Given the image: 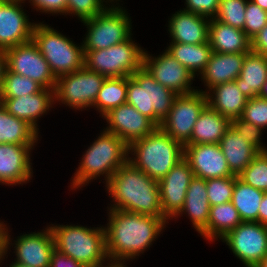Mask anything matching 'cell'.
<instances>
[{"label":"cell","instance_id":"d6a6232c","mask_svg":"<svg viewBox=\"0 0 267 267\" xmlns=\"http://www.w3.org/2000/svg\"><path fill=\"white\" fill-rule=\"evenodd\" d=\"M264 193V191L244 183L238 176H235L231 202L238 210L242 222H258L259 205Z\"/></svg>","mask_w":267,"mask_h":267},{"label":"cell","instance_id":"1f68e13d","mask_svg":"<svg viewBox=\"0 0 267 267\" xmlns=\"http://www.w3.org/2000/svg\"><path fill=\"white\" fill-rule=\"evenodd\" d=\"M166 51L176 58L192 75L201 74L213 53L210 42L202 44H183L171 42Z\"/></svg>","mask_w":267,"mask_h":267},{"label":"cell","instance_id":"8d00e7d4","mask_svg":"<svg viewBox=\"0 0 267 267\" xmlns=\"http://www.w3.org/2000/svg\"><path fill=\"white\" fill-rule=\"evenodd\" d=\"M238 178L256 189L267 192V151L260 152Z\"/></svg>","mask_w":267,"mask_h":267},{"label":"cell","instance_id":"3957f363","mask_svg":"<svg viewBox=\"0 0 267 267\" xmlns=\"http://www.w3.org/2000/svg\"><path fill=\"white\" fill-rule=\"evenodd\" d=\"M128 156V145L115 134L104 130L85 150L71 188H82L100 175L105 177L107 183L118 168L128 161Z\"/></svg>","mask_w":267,"mask_h":267},{"label":"cell","instance_id":"6da1fadb","mask_svg":"<svg viewBox=\"0 0 267 267\" xmlns=\"http://www.w3.org/2000/svg\"><path fill=\"white\" fill-rule=\"evenodd\" d=\"M110 209V210H109ZM109 222L105 226L106 254L110 261L135 259L152 245L166 226V217L108 208Z\"/></svg>","mask_w":267,"mask_h":267},{"label":"cell","instance_id":"8fae6325","mask_svg":"<svg viewBox=\"0 0 267 267\" xmlns=\"http://www.w3.org/2000/svg\"><path fill=\"white\" fill-rule=\"evenodd\" d=\"M206 105L207 96L202 90L177 95L171 110L159 127L184 146L190 140L193 127Z\"/></svg>","mask_w":267,"mask_h":267},{"label":"cell","instance_id":"f35d334b","mask_svg":"<svg viewBox=\"0 0 267 267\" xmlns=\"http://www.w3.org/2000/svg\"><path fill=\"white\" fill-rule=\"evenodd\" d=\"M105 0H67V14L77 15L81 22L91 19L107 7Z\"/></svg>","mask_w":267,"mask_h":267},{"label":"cell","instance_id":"f5cc1de1","mask_svg":"<svg viewBox=\"0 0 267 267\" xmlns=\"http://www.w3.org/2000/svg\"><path fill=\"white\" fill-rule=\"evenodd\" d=\"M261 98L267 99V80L266 82L263 84L262 90L258 95Z\"/></svg>","mask_w":267,"mask_h":267},{"label":"cell","instance_id":"816d5d0a","mask_svg":"<svg viewBox=\"0 0 267 267\" xmlns=\"http://www.w3.org/2000/svg\"><path fill=\"white\" fill-rule=\"evenodd\" d=\"M254 4L259 5L263 10L267 11V0H250Z\"/></svg>","mask_w":267,"mask_h":267},{"label":"cell","instance_id":"277c9868","mask_svg":"<svg viewBox=\"0 0 267 267\" xmlns=\"http://www.w3.org/2000/svg\"><path fill=\"white\" fill-rule=\"evenodd\" d=\"M128 154L135 156H128L134 167L159 181L183 159L184 146L157 127L151 134L131 143Z\"/></svg>","mask_w":267,"mask_h":267},{"label":"cell","instance_id":"7dc6e473","mask_svg":"<svg viewBox=\"0 0 267 267\" xmlns=\"http://www.w3.org/2000/svg\"><path fill=\"white\" fill-rule=\"evenodd\" d=\"M10 233L4 222H0V263L3 261V258L7 254L8 249H10Z\"/></svg>","mask_w":267,"mask_h":267},{"label":"cell","instance_id":"30bf717a","mask_svg":"<svg viewBox=\"0 0 267 267\" xmlns=\"http://www.w3.org/2000/svg\"><path fill=\"white\" fill-rule=\"evenodd\" d=\"M105 79V76L84 66L73 73L61 75L56 79L55 102L61 101L60 103L76 110L91 107Z\"/></svg>","mask_w":267,"mask_h":267},{"label":"cell","instance_id":"f1b7e54d","mask_svg":"<svg viewBox=\"0 0 267 267\" xmlns=\"http://www.w3.org/2000/svg\"><path fill=\"white\" fill-rule=\"evenodd\" d=\"M267 80V57L254 52L245 55L239 77L238 88L249 99L257 97Z\"/></svg>","mask_w":267,"mask_h":267},{"label":"cell","instance_id":"2e32d148","mask_svg":"<svg viewBox=\"0 0 267 267\" xmlns=\"http://www.w3.org/2000/svg\"><path fill=\"white\" fill-rule=\"evenodd\" d=\"M193 177L189 163L183 158L158 181L161 209L168 220L175 218L182 209L186 191Z\"/></svg>","mask_w":267,"mask_h":267},{"label":"cell","instance_id":"ac0fdd59","mask_svg":"<svg viewBox=\"0 0 267 267\" xmlns=\"http://www.w3.org/2000/svg\"><path fill=\"white\" fill-rule=\"evenodd\" d=\"M183 158L189 163L195 177L207 180L235 176L219 144H185Z\"/></svg>","mask_w":267,"mask_h":267},{"label":"cell","instance_id":"cb8c5ba5","mask_svg":"<svg viewBox=\"0 0 267 267\" xmlns=\"http://www.w3.org/2000/svg\"><path fill=\"white\" fill-rule=\"evenodd\" d=\"M209 91L206 96L211 108L230 121L241 117L249 98L241 92L235 81L218 84Z\"/></svg>","mask_w":267,"mask_h":267},{"label":"cell","instance_id":"ab89813d","mask_svg":"<svg viewBox=\"0 0 267 267\" xmlns=\"http://www.w3.org/2000/svg\"><path fill=\"white\" fill-rule=\"evenodd\" d=\"M240 118L264 130L267 127V99L259 96L248 99Z\"/></svg>","mask_w":267,"mask_h":267},{"label":"cell","instance_id":"7402d4cb","mask_svg":"<svg viewBox=\"0 0 267 267\" xmlns=\"http://www.w3.org/2000/svg\"><path fill=\"white\" fill-rule=\"evenodd\" d=\"M171 42L202 44L209 42L210 18L180 10L172 14L168 21Z\"/></svg>","mask_w":267,"mask_h":267},{"label":"cell","instance_id":"c3c4849f","mask_svg":"<svg viewBox=\"0 0 267 267\" xmlns=\"http://www.w3.org/2000/svg\"><path fill=\"white\" fill-rule=\"evenodd\" d=\"M258 222L267 225V192L264 193L262 201L259 205Z\"/></svg>","mask_w":267,"mask_h":267},{"label":"cell","instance_id":"5bb4252c","mask_svg":"<svg viewBox=\"0 0 267 267\" xmlns=\"http://www.w3.org/2000/svg\"><path fill=\"white\" fill-rule=\"evenodd\" d=\"M143 66L157 83L177 95L190 94L197 91V89L191 87V81L194 80L195 76L166 50L157 57H152L147 51H144Z\"/></svg>","mask_w":267,"mask_h":267},{"label":"cell","instance_id":"e575fe53","mask_svg":"<svg viewBox=\"0 0 267 267\" xmlns=\"http://www.w3.org/2000/svg\"><path fill=\"white\" fill-rule=\"evenodd\" d=\"M43 87L36 81L22 75L6 71L0 98H18L39 92Z\"/></svg>","mask_w":267,"mask_h":267},{"label":"cell","instance_id":"60d3db41","mask_svg":"<svg viewBox=\"0 0 267 267\" xmlns=\"http://www.w3.org/2000/svg\"><path fill=\"white\" fill-rule=\"evenodd\" d=\"M267 24V11L252 1H247L244 32L252 39Z\"/></svg>","mask_w":267,"mask_h":267},{"label":"cell","instance_id":"7c38bea8","mask_svg":"<svg viewBox=\"0 0 267 267\" xmlns=\"http://www.w3.org/2000/svg\"><path fill=\"white\" fill-rule=\"evenodd\" d=\"M246 267H256L267 255V225L241 222L222 238Z\"/></svg>","mask_w":267,"mask_h":267},{"label":"cell","instance_id":"7bdbcfd3","mask_svg":"<svg viewBox=\"0 0 267 267\" xmlns=\"http://www.w3.org/2000/svg\"><path fill=\"white\" fill-rule=\"evenodd\" d=\"M186 7L183 8L186 11H190L195 14H199L208 18H214L220 0H185Z\"/></svg>","mask_w":267,"mask_h":267},{"label":"cell","instance_id":"8992f818","mask_svg":"<svg viewBox=\"0 0 267 267\" xmlns=\"http://www.w3.org/2000/svg\"><path fill=\"white\" fill-rule=\"evenodd\" d=\"M177 94L164 87L142 66L127 77L126 103L158 127L171 110Z\"/></svg>","mask_w":267,"mask_h":267},{"label":"cell","instance_id":"f546056e","mask_svg":"<svg viewBox=\"0 0 267 267\" xmlns=\"http://www.w3.org/2000/svg\"><path fill=\"white\" fill-rule=\"evenodd\" d=\"M242 222L232 202L211 206L207 228L200 234L204 239L220 240Z\"/></svg>","mask_w":267,"mask_h":267},{"label":"cell","instance_id":"b9f144b4","mask_svg":"<svg viewBox=\"0 0 267 267\" xmlns=\"http://www.w3.org/2000/svg\"><path fill=\"white\" fill-rule=\"evenodd\" d=\"M231 126L244 140L254 146L259 152L267 151V148L261 142V134H263L262 128L255 126L252 123L246 122L241 118L232 120Z\"/></svg>","mask_w":267,"mask_h":267},{"label":"cell","instance_id":"e0dca14e","mask_svg":"<svg viewBox=\"0 0 267 267\" xmlns=\"http://www.w3.org/2000/svg\"><path fill=\"white\" fill-rule=\"evenodd\" d=\"M22 3L24 0L0 2V50L32 40L35 23L29 22Z\"/></svg>","mask_w":267,"mask_h":267},{"label":"cell","instance_id":"484cf974","mask_svg":"<svg viewBox=\"0 0 267 267\" xmlns=\"http://www.w3.org/2000/svg\"><path fill=\"white\" fill-rule=\"evenodd\" d=\"M210 208L206 180L194 176L186 191L183 207L175 217L187 213L193 227L201 234L207 228Z\"/></svg>","mask_w":267,"mask_h":267},{"label":"cell","instance_id":"ba28073f","mask_svg":"<svg viewBox=\"0 0 267 267\" xmlns=\"http://www.w3.org/2000/svg\"><path fill=\"white\" fill-rule=\"evenodd\" d=\"M144 51L129 38L109 48L84 53V67L106 78L129 77L143 66Z\"/></svg>","mask_w":267,"mask_h":267},{"label":"cell","instance_id":"5b68a950","mask_svg":"<svg viewBox=\"0 0 267 267\" xmlns=\"http://www.w3.org/2000/svg\"><path fill=\"white\" fill-rule=\"evenodd\" d=\"M55 248L87 267H101L108 261L104 227L80 225L49 226ZM107 259V260H106Z\"/></svg>","mask_w":267,"mask_h":267},{"label":"cell","instance_id":"4fadbf2b","mask_svg":"<svg viewBox=\"0 0 267 267\" xmlns=\"http://www.w3.org/2000/svg\"><path fill=\"white\" fill-rule=\"evenodd\" d=\"M5 52L10 72L29 77L43 88L55 89L57 78L33 40L6 49Z\"/></svg>","mask_w":267,"mask_h":267},{"label":"cell","instance_id":"681fc988","mask_svg":"<svg viewBox=\"0 0 267 267\" xmlns=\"http://www.w3.org/2000/svg\"><path fill=\"white\" fill-rule=\"evenodd\" d=\"M7 67V55L5 50H0V90L3 85L4 77L6 74Z\"/></svg>","mask_w":267,"mask_h":267},{"label":"cell","instance_id":"44dd1931","mask_svg":"<svg viewBox=\"0 0 267 267\" xmlns=\"http://www.w3.org/2000/svg\"><path fill=\"white\" fill-rule=\"evenodd\" d=\"M1 105L11 115L24 120L38 133L37 120L55 103L54 90L42 88L39 92L18 98H0Z\"/></svg>","mask_w":267,"mask_h":267},{"label":"cell","instance_id":"d590c367","mask_svg":"<svg viewBox=\"0 0 267 267\" xmlns=\"http://www.w3.org/2000/svg\"><path fill=\"white\" fill-rule=\"evenodd\" d=\"M248 0H220L213 19L244 31L245 10Z\"/></svg>","mask_w":267,"mask_h":267},{"label":"cell","instance_id":"d4e9b609","mask_svg":"<svg viewBox=\"0 0 267 267\" xmlns=\"http://www.w3.org/2000/svg\"><path fill=\"white\" fill-rule=\"evenodd\" d=\"M209 42L213 52L249 53L251 39L246 33L221 21L211 18L209 24Z\"/></svg>","mask_w":267,"mask_h":267},{"label":"cell","instance_id":"9a60e30c","mask_svg":"<svg viewBox=\"0 0 267 267\" xmlns=\"http://www.w3.org/2000/svg\"><path fill=\"white\" fill-rule=\"evenodd\" d=\"M108 123L106 131L121 138L128 146L151 134L158 126L127 103L111 109L102 116Z\"/></svg>","mask_w":267,"mask_h":267},{"label":"cell","instance_id":"603a6c76","mask_svg":"<svg viewBox=\"0 0 267 267\" xmlns=\"http://www.w3.org/2000/svg\"><path fill=\"white\" fill-rule=\"evenodd\" d=\"M248 53L213 52L204 71L200 74L205 86L204 93L218 84L235 81L241 72L242 63Z\"/></svg>","mask_w":267,"mask_h":267},{"label":"cell","instance_id":"52a82bcc","mask_svg":"<svg viewBox=\"0 0 267 267\" xmlns=\"http://www.w3.org/2000/svg\"><path fill=\"white\" fill-rule=\"evenodd\" d=\"M32 40L49 63L56 78L73 73L84 66L83 45H76L49 25L41 22L35 24Z\"/></svg>","mask_w":267,"mask_h":267},{"label":"cell","instance_id":"db71d44e","mask_svg":"<svg viewBox=\"0 0 267 267\" xmlns=\"http://www.w3.org/2000/svg\"><path fill=\"white\" fill-rule=\"evenodd\" d=\"M256 267H267V255Z\"/></svg>","mask_w":267,"mask_h":267},{"label":"cell","instance_id":"9c48e42d","mask_svg":"<svg viewBox=\"0 0 267 267\" xmlns=\"http://www.w3.org/2000/svg\"><path fill=\"white\" fill-rule=\"evenodd\" d=\"M115 6L109 5L100 14L82 22L88 28L82 44L84 53L106 49L132 38L128 13L123 7Z\"/></svg>","mask_w":267,"mask_h":267},{"label":"cell","instance_id":"9f6ffc18","mask_svg":"<svg viewBox=\"0 0 267 267\" xmlns=\"http://www.w3.org/2000/svg\"><path fill=\"white\" fill-rule=\"evenodd\" d=\"M15 2V1H22V0H0V2Z\"/></svg>","mask_w":267,"mask_h":267},{"label":"cell","instance_id":"ee69618b","mask_svg":"<svg viewBox=\"0 0 267 267\" xmlns=\"http://www.w3.org/2000/svg\"><path fill=\"white\" fill-rule=\"evenodd\" d=\"M29 2L37 11L45 12V14L62 13L67 15V0H29Z\"/></svg>","mask_w":267,"mask_h":267},{"label":"cell","instance_id":"836d02e7","mask_svg":"<svg viewBox=\"0 0 267 267\" xmlns=\"http://www.w3.org/2000/svg\"><path fill=\"white\" fill-rule=\"evenodd\" d=\"M127 77L106 78L99 90L93 108L96 107L101 115L126 103Z\"/></svg>","mask_w":267,"mask_h":267},{"label":"cell","instance_id":"83f0119b","mask_svg":"<svg viewBox=\"0 0 267 267\" xmlns=\"http://www.w3.org/2000/svg\"><path fill=\"white\" fill-rule=\"evenodd\" d=\"M230 126L229 119L207 104L201 111L186 144H218Z\"/></svg>","mask_w":267,"mask_h":267},{"label":"cell","instance_id":"f6af8a7d","mask_svg":"<svg viewBox=\"0 0 267 267\" xmlns=\"http://www.w3.org/2000/svg\"><path fill=\"white\" fill-rule=\"evenodd\" d=\"M50 267H87L56 248L51 254Z\"/></svg>","mask_w":267,"mask_h":267},{"label":"cell","instance_id":"4316f807","mask_svg":"<svg viewBox=\"0 0 267 267\" xmlns=\"http://www.w3.org/2000/svg\"><path fill=\"white\" fill-rule=\"evenodd\" d=\"M231 173L238 176L260 153L230 126L218 143Z\"/></svg>","mask_w":267,"mask_h":267},{"label":"cell","instance_id":"4dcf8cb0","mask_svg":"<svg viewBox=\"0 0 267 267\" xmlns=\"http://www.w3.org/2000/svg\"><path fill=\"white\" fill-rule=\"evenodd\" d=\"M38 138L31 125L11 115L0 103V144L36 145Z\"/></svg>","mask_w":267,"mask_h":267},{"label":"cell","instance_id":"ffe728a7","mask_svg":"<svg viewBox=\"0 0 267 267\" xmlns=\"http://www.w3.org/2000/svg\"><path fill=\"white\" fill-rule=\"evenodd\" d=\"M35 145L0 144V184H25L32 178L30 153Z\"/></svg>","mask_w":267,"mask_h":267},{"label":"cell","instance_id":"11a10c76","mask_svg":"<svg viewBox=\"0 0 267 267\" xmlns=\"http://www.w3.org/2000/svg\"><path fill=\"white\" fill-rule=\"evenodd\" d=\"M10 267H28V266H25V265H21L19 263H16V262H12L11 265H9Z\"/></svg>","mask_w":267,"mask_h":267},{"label":"cell","instance_id":"7a4b0ae2","mask_svg":"<svg viewBox=\"0 0 267 267\" xmlns=\"http://www.w3.org/2000/svg\"><path fill=\"white\" fill-rule=\"evenodd\" d=\"M105 186L115 203L111 204V209L165 217L161 209L158 181L134 167L129 161L118 168Z\"/></svg>","mask_w":267,"mask_h":267},{"label":"cell","instance_id":"f907efd6","mask_svg":"<svg viewBox=\"0 0 267 267\" xmlns=\"http://www.w3.org/2000/svg\"><path fill=\"white\" fill-rule=\"evenodd\" d=\"M107 264V266H104L103 264L101 267H127V264L124 261H109Z\"/></svg>","mask_w":267,"mask_h":267},{"label":"cell","instance_id":"bcb514c9","mask_svg":"<svg viewBox=\"0 0 267 267\" xmlns=\"http://www.w3.org/2000/svg\"><path fill=\"white\" fill-rule=\"evenodd\" d=\"M251 50L267 57V24L251 39Z\"/></svg>","mask_w":267,"mask_h":267},{"label":"cell","instance_id":"d6986e66","mask_svg":"<svg viewBox=\"0 0 267 267\" xmlns=\"http://www.w3.org/2000/svg\"><path fill=\"white\" fill-rule=\"evenodd\" d=\"M13 243L15 262L28 267H50L51 254L55 249L50 227L42 232L22 234Z\"/></svg>","mask_w":267,"mask_h":267},{"label":"cell","instance_id":"74e56055","mask_svg":"<svg viewBox=\"0 0 267 267\" xmlns=\"http://www.w3.org/2000/svg\"><path fill=\"white\" fill-rule=\"evenodd\" d=\"M234 186L235 176L207 179L206 187L210 206L230 202Z\"/></svg>","mask_w":267,"mask_h":267}]
</instances>
